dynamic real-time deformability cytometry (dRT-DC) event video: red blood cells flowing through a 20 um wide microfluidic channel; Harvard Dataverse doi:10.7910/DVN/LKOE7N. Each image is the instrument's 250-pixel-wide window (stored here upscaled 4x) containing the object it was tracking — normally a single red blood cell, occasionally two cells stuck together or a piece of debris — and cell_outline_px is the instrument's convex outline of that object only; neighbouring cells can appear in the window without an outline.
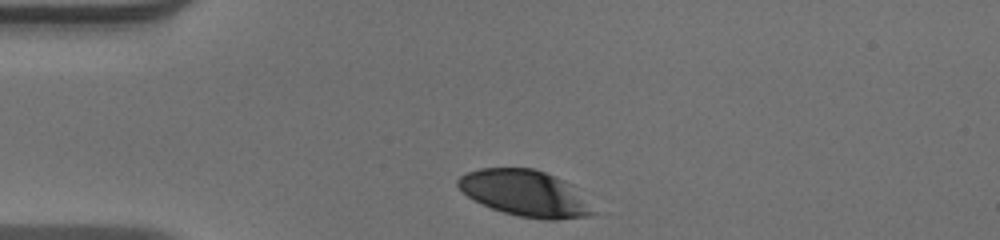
{"species": "human", "species_latin": "Homo sapiens", "temperature_condition": "warm", "stored_images_in_passage": 32, "camera_frame_rate_fps": 3000, "um_per_image_px": 0.085, "donor": {"sex": "male"}, "frame": {"image": 1, "passage_image": 1, "time_ms": 0.0, "image_size_px": [1000, 240], "cell_outline_px": [[596, 212], [588, 216], [556, 220], [544, 220], [520, 216], [504, 212], [492, 208], [468, 196], [456, 184], [456, 180], [460, 176], [468, 172], [480, 168], [532, 168], [544, 172], [564, 180], [572, 184]], "centroid_in_image_um": [44.64, 16.42], "position_along_channel_um": 40.4, "area_um2": 36.01}}
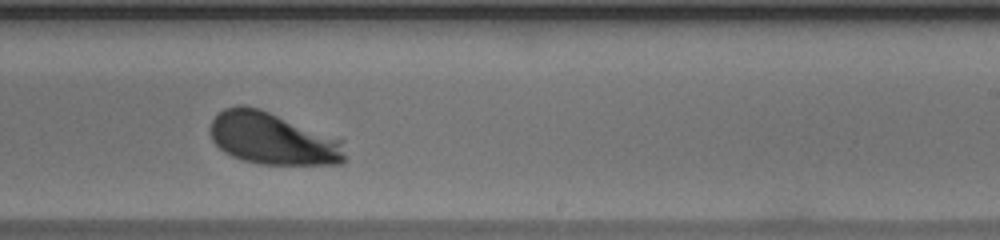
{"frame": {"image": 2, "passage_image": 21, "time_ms": 6.667, "image_size_px": [1000, 240], "cell_outline_px": [[344, 160], [340, 164], [260, 164], [244, 160], [232, 156], [224, 152], [212, 140], [208, 128], [212, 120], [224, 108], [236, 104], [244, 104], [260, 108], [344, 140]], "centroid_in_image_um": [23.15, 11.76], "position_along_channel_um": 265.8, "area_um2": 41.15}}
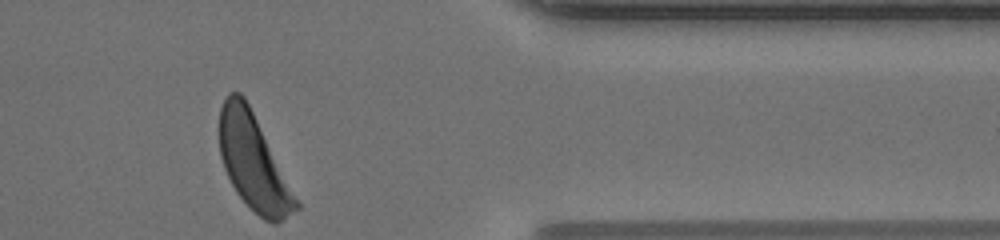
{"frame": {"image": 3, "passage_image": 32, "time_ms": 10.333, "image_size_px": [1000, 240], "cell_outline_px": [[300, 208], [276, 224], [272, 224], [264, 220], [236, 192], [224, 168], [220, 156], [220, 108], [228, 92], [240, 92], [244, 96], [300, 204]], "centroid_in_image_um": [21.53, 13.8], "position_along_channel_um": 389.9, "area_um2": 41.56}, "authors_computed_cell_mechanics": {"area_um2": 41.1247, "velocity_mm_per_s": 3.9004, "shape_relaxation_time_tau1_ms": 2.1031, "shape_relaxation_time_tau2_ms": null, "deformation_change_tau1": 0.1369, "deformation_change_tau2": null}}